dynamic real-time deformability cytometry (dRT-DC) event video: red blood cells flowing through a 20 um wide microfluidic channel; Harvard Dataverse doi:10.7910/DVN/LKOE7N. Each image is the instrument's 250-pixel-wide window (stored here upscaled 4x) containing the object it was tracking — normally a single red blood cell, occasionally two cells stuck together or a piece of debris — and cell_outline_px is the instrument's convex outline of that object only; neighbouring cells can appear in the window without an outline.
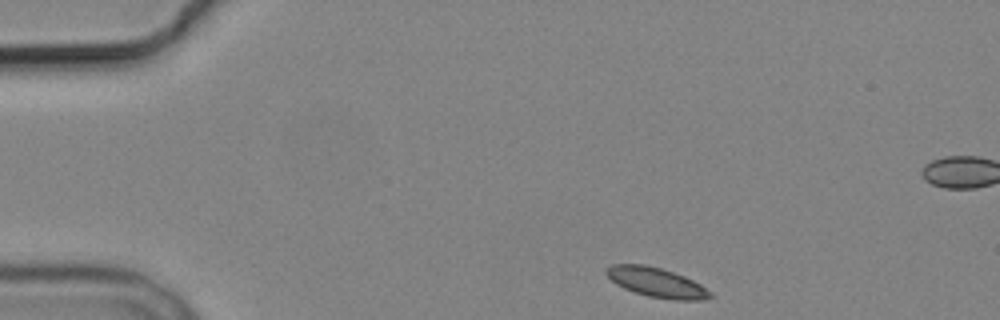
{"species": "common noctule bat (a hibernating species)", "species_latin": "Nyctalus noctula", "temperature_condition": "cold", "stored_images_in_passage": 4, "camera_frame_rate_fps": 3000, "um_per_image_px": 0.085, "animal": {"sex": "male", "body_mass_g": 19.2, "forearm_length_mm": 51.8}, "frame": {"image": 1, "passage_image": 1, "time_ms": 0.0, "image_size_px": [1000, 320], "cell_outline_px": [[712, 296], [704, 300], [676, 300], [648, 296], [624, 288], [616, 284], [604, 272], [604, 268], [612, 264], [644, 264], [660, 268], [684, 276], [700, 284], [712, 292]], "centroid_in_image_um": [55.79, 24.0], "position_along_channel_um": 29.2, "area_um2": 17.8}}